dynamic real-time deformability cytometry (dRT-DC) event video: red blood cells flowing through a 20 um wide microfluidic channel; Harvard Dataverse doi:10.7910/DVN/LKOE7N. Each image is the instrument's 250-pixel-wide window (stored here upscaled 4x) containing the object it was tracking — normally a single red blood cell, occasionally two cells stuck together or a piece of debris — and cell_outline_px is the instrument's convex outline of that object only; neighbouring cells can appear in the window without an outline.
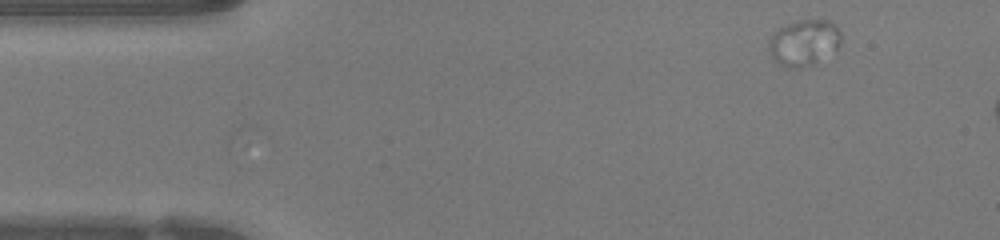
{"species": "human", "species_latin": "Homo sapiens", "temperature_condition": "warm", "stored_images_in_passage": 7, "segment_of_instrument_passage": [1, 2], "camera_frame_rate_fps": 3000, "um_per_image_px": 0.085, "donor": {"sex": "female"}, "frame": {"image": 1, "passage_image": 1, "time_ms": 0.0, "image_size_px": [1000, 240], "cell_outline_px": [[840, 44], [836, 48], [816, 64], [800, 68], [788, 68], [780, 64], [772, 56], [768, 48], [768, 44], [772, 36], [784, 24], [800, 20], [828, 20], [836, 24], [840, 32]], "centroid_in_image_um": [68.35, 3.63], "position_along_channel_um": 16.7, "area_um2": 19.31}}